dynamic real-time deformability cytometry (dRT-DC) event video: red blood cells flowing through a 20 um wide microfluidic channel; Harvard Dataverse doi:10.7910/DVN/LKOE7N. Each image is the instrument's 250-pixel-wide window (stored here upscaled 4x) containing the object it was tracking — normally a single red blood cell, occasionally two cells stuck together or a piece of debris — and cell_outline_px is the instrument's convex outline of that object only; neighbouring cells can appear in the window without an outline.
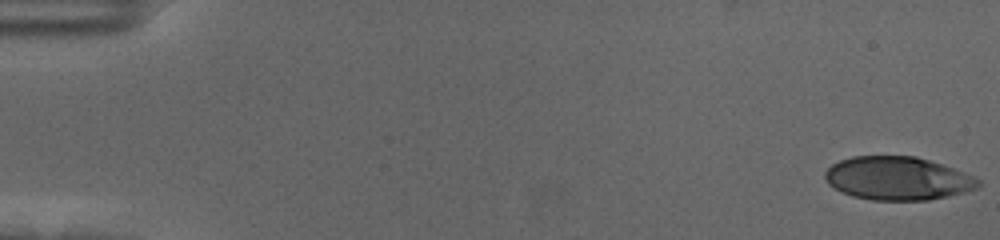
{"species": "human", "species_latin": "Homo sapiens", "temperature_condition": "cold", "stored_images_in_passage": 57, "camera_frame_rate_fps": 3000, "um_per_image_px": 0.085, "donor": {"sex": "female"}, "frame": {"image": 1, "passage_image": 1, "time_ms": 0.0, "image_size_px": [1000, 240], "cell_outline_px": [[980, 184], [976, 188], [964, 192], [948, 196], [928, 200], [872, 200], [852, 196], [840, 192], [828, 184], [824, 176], [824, 172], [832, 164], [840, 160], [852, 156], [916, 156], [952, 168], [972, 176], [980, 180]], "centroid_in_image_um": [76.25, 15.17], "position_along_channel_um": 8.8, "area_um2": 38.55}}
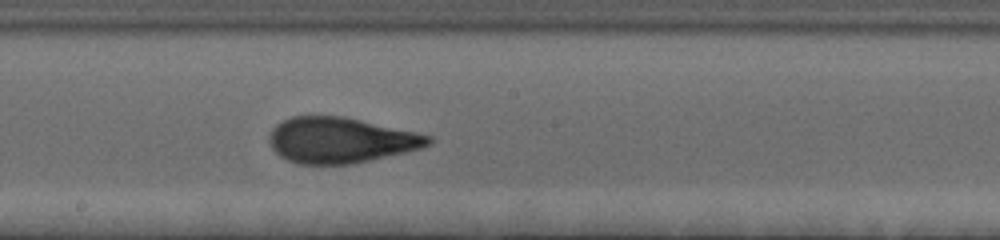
{"frame": {"image": 2, "passage_image": 32, "time_ms": 10.333, "image_size_px": [1000, 240], "cell_outline_px": [[432, 144], [420, 148], [404, 152], [352, 164], [300, 164], [288, 160], [280, 156], [272, 148], [268, 136], [272, 128], [276, 124], [292, 116], [344, 116], [416, 132], [432, 136]], "centroid_in_image_um": [28.93, 11.91], "position_along_channel_um": 219.3, "area_um2": 42.14}}
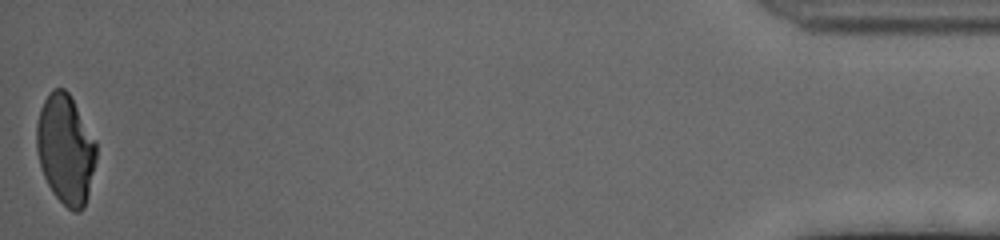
{"frame": {"image": 3, "passage_image": 57, "time_ms": 18.667, "image_size_px": [1000, 240], "cell_outline_px": [[96, 160], [88, 196], [84, 208], [80, 212], [72, 212], [52, 192], [44, 176], [40, 164], [36, 148], [36, 124], [40, 108], [44, 100], [52, 88], [64, 88], [68, 92], [96, 140]], "centroid_in_image_um": [5.57, 12.69], "position_along_channel_um": 429.6, "area_um2": 38.21}, "authors_computed_cell_mechanics": {"area_um2": 40.5756, "velocity_mm_per_s": 3.5632, "shape_relaxation_time_tau1_ms": 4.8498, "shape_relaxation_time_tau2_ms": 1.2702, "deformation_change_tau1": 0.2059, "deformation_change_tau2": 0.0908}}